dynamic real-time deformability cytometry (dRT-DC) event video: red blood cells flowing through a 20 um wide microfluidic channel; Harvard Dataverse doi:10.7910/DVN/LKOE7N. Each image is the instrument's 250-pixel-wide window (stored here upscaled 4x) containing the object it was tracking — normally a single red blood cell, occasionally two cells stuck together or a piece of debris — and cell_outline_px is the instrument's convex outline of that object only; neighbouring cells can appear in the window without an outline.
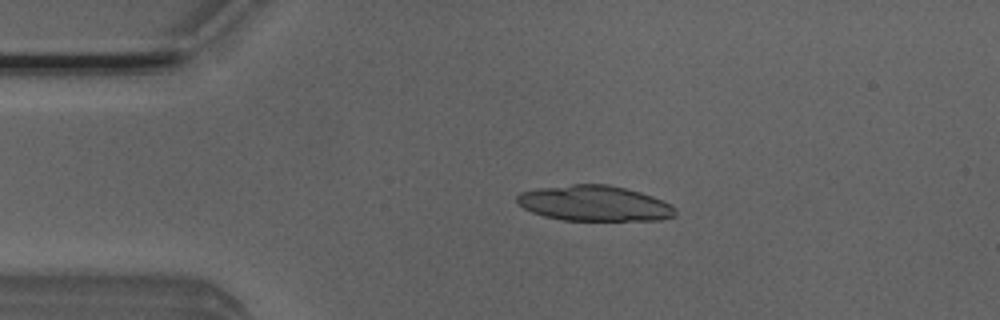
{"species": "Egyptian fruit bat (a non-hibernating species)", "species_latin": "Rousettus aegyptiacus", "temperature_condition": "room temperature", "stored_images_in_passage": 4, "camera_frame_rate_fps": 3000, "um_per_image_px": 0.085, "animal": {"sex": "male"}, "frame": {"image": 1, "passage_image": 3, "time_ms": 0.667, "image_size_px": [1000, 320], "cell_outline_px": [[676, 216], [660, 220], [560, 220], [544, 216], [532, 212], [524, 208], [516, 200], [516, 196], [520, 192], [540, 188], [572, 184], [608, 184], [640, 192], [652, 196], [676, 208]], "centroid_in_image_um": [50.52, 17.29], "position_along_channel_um": 34.5, "area_um2": 32.6}}